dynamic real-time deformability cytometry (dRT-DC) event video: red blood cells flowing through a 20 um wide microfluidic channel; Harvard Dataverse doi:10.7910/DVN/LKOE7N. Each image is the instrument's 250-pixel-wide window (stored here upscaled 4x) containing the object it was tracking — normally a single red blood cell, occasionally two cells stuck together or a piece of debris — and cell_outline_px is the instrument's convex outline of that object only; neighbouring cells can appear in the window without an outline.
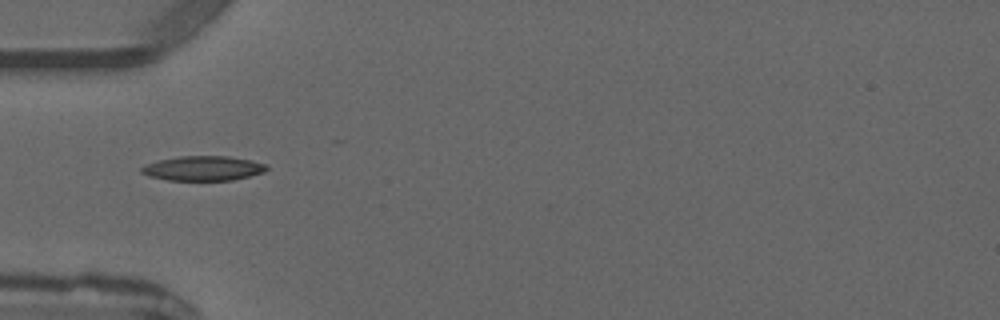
{"species": "common noctule bat (a hibernating species)", "species_latin": "Nyctalus noctula", "temperature_condition": "warm", "stored_images_in_passage": 1, "camera_frame_rate_fps": 3000, "um_per_image_px": 0.085, "animal": {"sex": "male", "forearm_length_mm": 52.5}, "frame": {"image": 1, "passage_image": 1, "time_ms": 0.0, "image_size_px": [1000, 320], "cell_outline_px": [[268, 168], [264, 172], [232, 180], [168, 180], [148, 176], [140, 172], [140, 168], [148, 164], [160, 160], [180, 156], [228, 156], [252, 160], [268, 164]], "centroid_in_image_um": [17.29, 14.3], "position_along_channel_um": 67.7, "area_um2": 17.92}}